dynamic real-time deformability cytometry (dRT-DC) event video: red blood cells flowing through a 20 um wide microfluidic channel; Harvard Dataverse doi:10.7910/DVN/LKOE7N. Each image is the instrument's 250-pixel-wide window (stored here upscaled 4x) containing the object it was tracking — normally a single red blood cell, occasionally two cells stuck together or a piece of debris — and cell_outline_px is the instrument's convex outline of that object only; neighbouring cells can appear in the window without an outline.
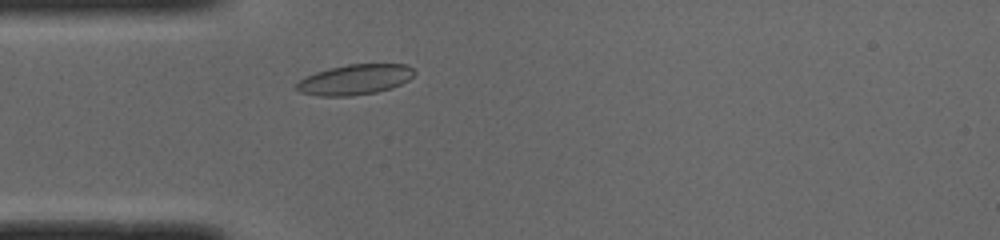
{"species": "common noctule bat (a hibernating species)", "species_latin": "Nyctalus noctula", "temperature_condition": "cold", "stored_images_in_passage": 41, "camera_frame_rate_fps": 3000, "um_per_image_px": 0.085, "animal": {"sex": "male", "body_mass_g": 19.0, "forearm_length_mm": 50.8}, "frame": {"image": 1, "passage_image": 5, "time_ms": 1.333, "image_size_px": [1000, 240], "cell_outline_px": [[416, 72], [408, 80], [392, 88], [376, 92], [352, 96], [316, 96], [300, 92], [296, 88], [296, 84], [300, 80], [316, 72], [348, 64], [408, 64]], "centroid_in_image_um": [30.19, 6.77], "position_along_channel_um": 54.8, "area_um2": 20.69}}
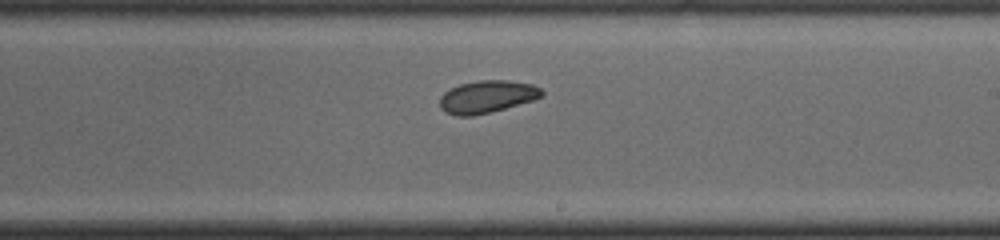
{"frame": {"image": 2, "passage_image": 20, "time_ms": 6.333, "image_size_px": [1000, 240], "cell_outline_px": [[544, 96], [532, 100], [504, 108], [472, 116], [456, 116], [444, 112], [440, 108], [440, 96], [444, 92], [460, 84], [480, 80], [508, 80], [532, 84], [540, 88], [544, 92]], "centroid_in_image_um": [41.38, 8.22], "position_along_channel_um": 247.6, "area_um2": 19.19}}
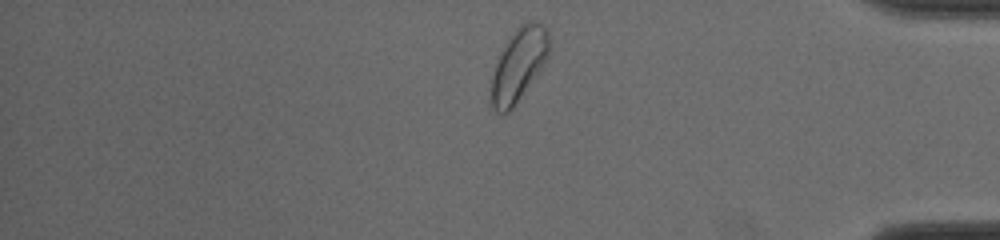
{"frame": {"image": 3, "passage_image": 33, "time_ms": 10.667, "image_size_px": [1000, 240], "cell_outline_px": [[552, 44], [548, 56], [540, 68], [512, 108], [508, 112], [496, 112], [492, 108], [492, 72], [496, 56], [516, 28], [528, 20], [540, 20], [544, 24], [548, 32]], "centroid_in_image_um": [44.1, 5.4], "position_along_channel_um": 391.1, "area_um2": 24.62}, "authors_computed_cell_mechanics": {"area_um2": 19.652, "velocity_mm_per_s": 3.9412, "shape_relaxation_time_tau1_ms": 4.1415, "shape_relaxation_time_tau2_ms": null, "deformation_change_tau1": 0.0921, "deformation_change_tau2": null}}